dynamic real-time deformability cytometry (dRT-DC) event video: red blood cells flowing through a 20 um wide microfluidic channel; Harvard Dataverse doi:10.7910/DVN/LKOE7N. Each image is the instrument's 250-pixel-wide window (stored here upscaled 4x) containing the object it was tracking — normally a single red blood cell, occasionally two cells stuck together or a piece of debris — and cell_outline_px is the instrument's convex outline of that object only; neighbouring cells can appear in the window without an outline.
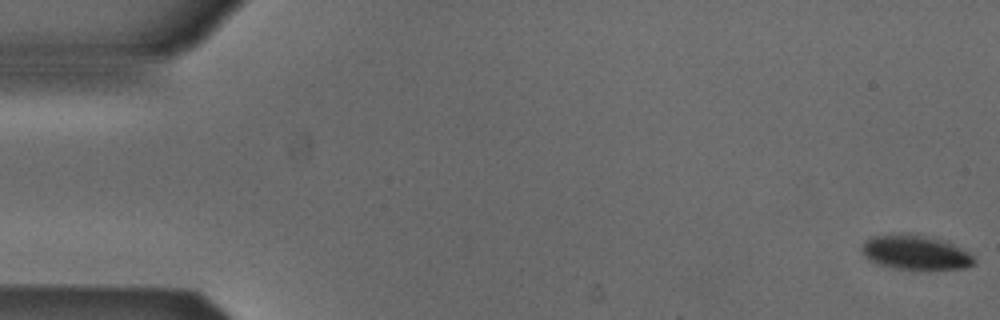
{"species": "Egyptian fruit bat (a non-hibernating species)", "species_latin": "Rousettus aegyptiacus", "temperature_condition": "cold", "stored_images_in_passage": 54, "camera_frame_rate_fps": 3000, "um_per_image_px": 0.085, "animal": {"sex": "male"}, "frame": {"image": 1, "passage_image": 1, "time_ms": 0.0, "image_size_px": [1000, 320], "cell_outline_px": [[976, 264], [968, 268], [896, 268], [880, 264], [864, 256], [860, 252], [860, 248], [864, 240], [872, 236], [900, 232], [908, 232], [932, 236], [952, 244], [968, 252], [976, 260]], "centroid_in_image_um": [77.78, 21.4], "position_along_channel_um": 7.2, "area_um2": 22.66}}
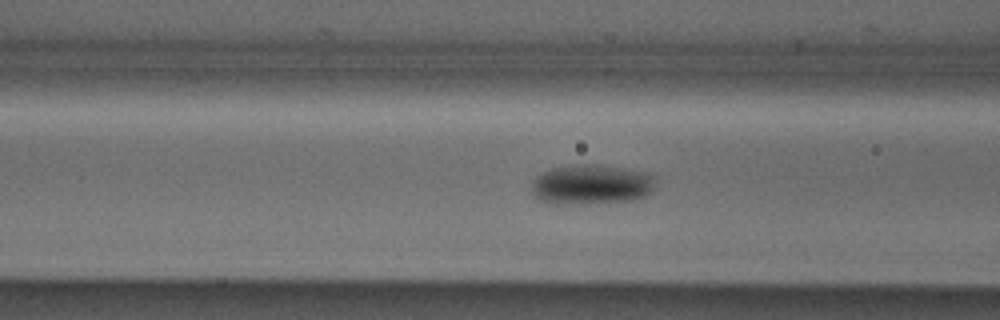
{"frame": {"image": 2, "passage_image": 21, "time_ms": 6.667, "image_size_px": [1000, 320], "cell_outline_px": [[656, 176], [652, 188], [644, 196], [632, 200], [560, 204], [552, 204], [540, 200], [532, 196], [528, 192], [532, 180], [540, 172], [552, 168], [580, 164], [596, 164], [644, 172]], "centroid_in_image_um": [50.15, 15.67], "position_along_channel_um": 116.5, "area_um2": 28.78}}
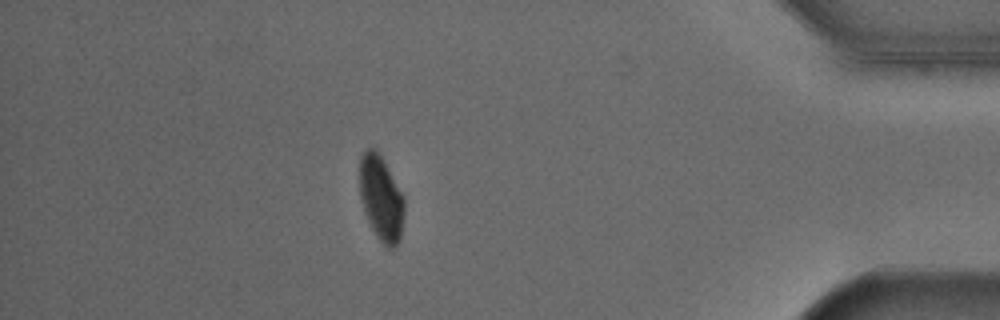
{"frame": {"image": 3, "passage_image": 47, "time_ms": 15.333, "image_size_px": [1000, 320], "cell_outline_px": [[404, 212], [400, 240], [392, 248], [388, 248], [376, 236], [364, 212], [360, 196], [360, 156], [368, 148], [376, 148], [404, 196]], "centroid_in_image_um": [32.39, 16.85], "position_along_channel_um": 402.8, "area_um2": 21.96}, "authors_computed_cell_mechanics": {"area_um2": 24.9985, "velocity_mm_per_s": 3.8428, "shape_relaxation_time_tau1_ms": 2.9742, "shape_relaxation_time_tau2_ms": null, "deformation_change_tau1": 0.0701, "deformation_change_tau2": null}}